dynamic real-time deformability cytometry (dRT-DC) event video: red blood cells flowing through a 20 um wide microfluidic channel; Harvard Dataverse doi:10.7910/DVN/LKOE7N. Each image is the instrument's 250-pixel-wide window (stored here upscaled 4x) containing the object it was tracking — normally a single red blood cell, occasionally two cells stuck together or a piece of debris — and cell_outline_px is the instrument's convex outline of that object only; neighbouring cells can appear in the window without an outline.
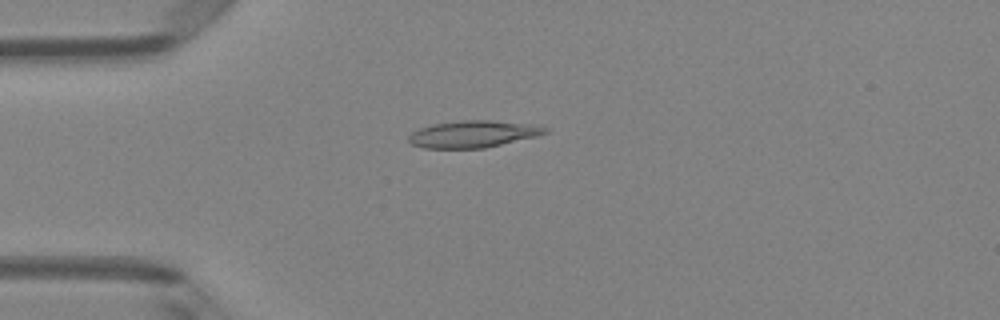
{"species": "Egyptian fruit bat (a non-hibernating species)", "species_latin": "Rousettus aegyptiacus", "temperature_condition": "room temperature", "stored_images_in_passage": 49, "camera_frame_rate_fps": 3000, "um_per_image_px": 0.085, "animal": {"sex": "female"}, "frame": {"image": 1, "passage_image": 13, "time_ms": 4.0, "image_size_px": [1000, 320], "cell_outline_px": [[548, 132], [536, 136], [484, 148], [424, 148], [412, 144], [408, 140], [408, 136], [412, 132], [420, 128], [432, 124], [460, 120], [492, 120], [528, 124], [548, 128]], "centroid_in_image_um": [40.17, 11.39], "position_along_channel_um": 44.8, "area_um2": 21.21}}
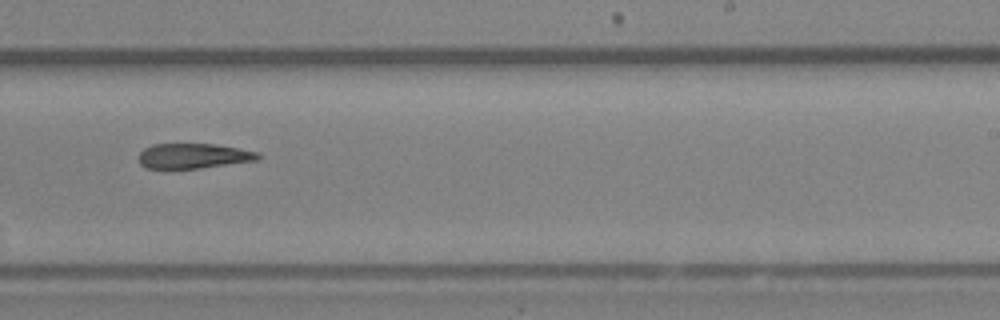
{"frame": {"image": 2, "passage_image": 31, "time_ms": 10.0, "image_size_px": [1000, 320], "cell_outline_px": [[260, 156], [256, 160], [200, 168], [144, 168], [140, 164], [140, 152], [144, 148], [152, 144], [216, 144], [260, 152]], "centroid_in_image_um": [16.43, 13.24], "position_along_channel_um": 272.6, "area_um2": 17.28}}
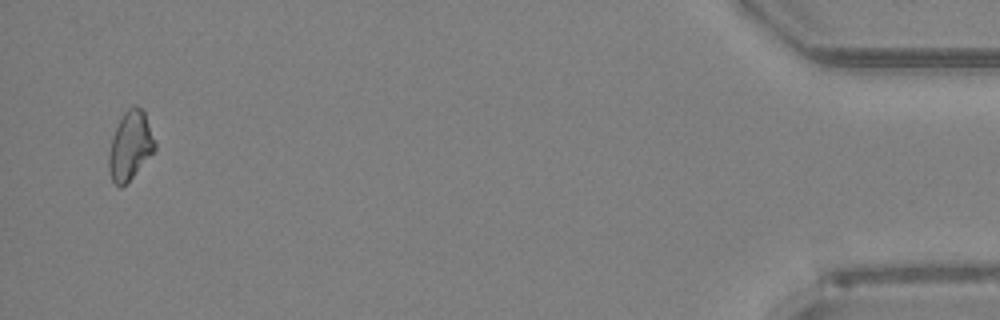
{"frame": {"image": 3, "passage_image": 48, "time_ms": 15.667, "image_size_px": [1000, 320], "cell_outline_px": [[156, 148], [132, 176], [120, 188], [112, 180], [108, 168], [108, 156], [112, 136], [124, 112], [132, 104], [136, 104], [144, 112], [156, 144]], "centroid_in_image_um": [11.05, 12.35], "position_along_channel_um": 424.2, "area_um2": 17.98}}